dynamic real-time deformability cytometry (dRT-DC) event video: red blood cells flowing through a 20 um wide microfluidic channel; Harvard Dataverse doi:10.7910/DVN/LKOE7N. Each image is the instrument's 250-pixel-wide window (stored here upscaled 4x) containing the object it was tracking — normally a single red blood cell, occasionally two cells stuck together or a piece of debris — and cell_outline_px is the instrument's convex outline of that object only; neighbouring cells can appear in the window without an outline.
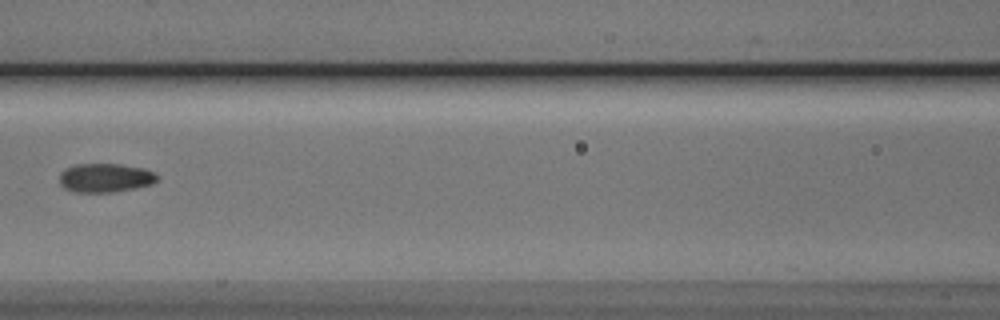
{"species": "Egyptian fruit bat (a non-hibernating species)", "species_latin": "Rousettus aegyptiacus", "temperature_condition": "cold", "stored_images_in_passage": 5, "camera_frame_rate_fps": 3000, "um_per_image_px": 0.085, "animal": {"sex": "male"}, "frame": {"image": 1, "passage_image": 4, "time_ms": 1.0, "image_size_px": [1000, 320], "cell_outline_px": [[160, 176], [152, 184], [136, 188], [112, 192], [72, 192], [64, 188], [60, 184], [60, 172], [64, 168], [76, 164], [120, 164], [144, 168]], "centroid_in_image_um": [8.93, 15.11], "position_along_channel_um": 157.7, "area_um2": 16.59}}
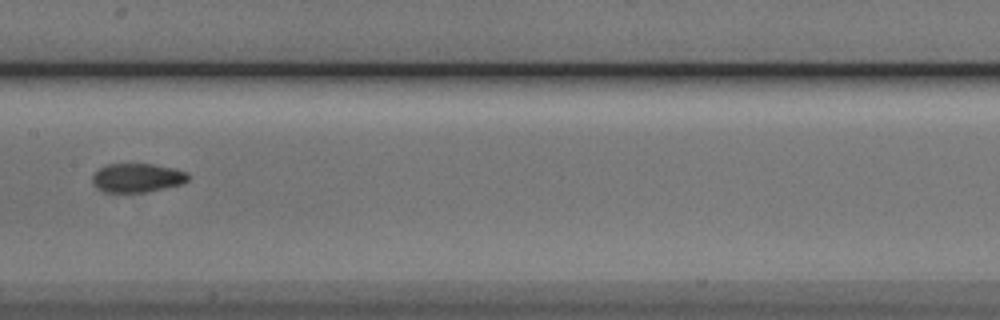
{"frame": {"image": 2, "passage_image": 5, "time_ms": 1.333, "image_size_px": [1000, 320], "cell_outline_px": [[188, 180], [180, 184], [144, 192], [104, 192], [96, 188], [92, 184], [92, 176], [100, 168], [108, 164], [152, 164], [176, 168], [188, 172]], "centroid_in_image_um": [11.64, 15.11], "position_along_channel_um": 195.8, "area_um2": 16.07}}